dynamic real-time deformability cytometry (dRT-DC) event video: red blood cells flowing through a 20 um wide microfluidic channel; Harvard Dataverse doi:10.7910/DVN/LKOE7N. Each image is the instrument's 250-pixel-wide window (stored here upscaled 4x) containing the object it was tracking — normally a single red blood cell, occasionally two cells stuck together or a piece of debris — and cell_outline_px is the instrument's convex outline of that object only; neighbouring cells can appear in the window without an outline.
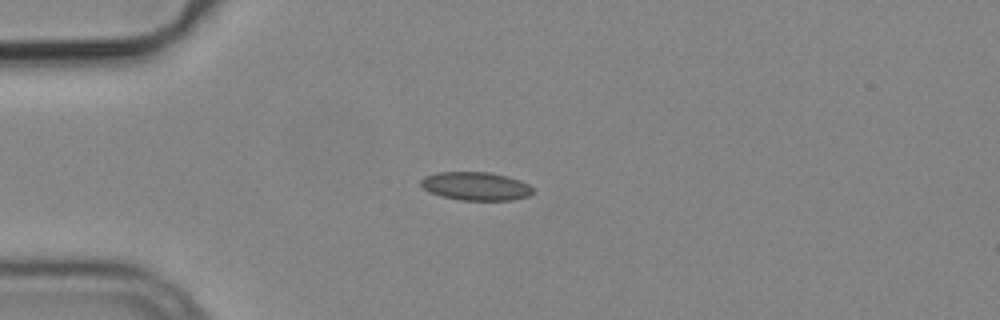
{"species": "common noctule bat (a hibernating species)", "species_latin": "Nyctalus noctula", "temperature_condition": "cold", "stored_images_in_passage": 6, "camera_frame_rate_fps": 3000, "um_per_image_px": 0.085, "animal": {"sex": "male", "body_mass_g": 19.2, "forearm_length_mm": 51.8}, "frame": {"image": 1, "passage_image": 1, "time_ms": 0.0, "image_size_px": [1000, 320], "cell_outline_px": [[532, 192], [528, 196], [512, 200], [460, 200], [440, 196], [428, 192], [420, 184], [420, 180], [424, 176], [436, 172], [488, 172], [508, 176], [520, 180], [528, 184], [532, 188]], "centroid_in_image_um": [40.4, 15.82], "position_along_channel_um": 44.6, "area_um2": 18.61}}
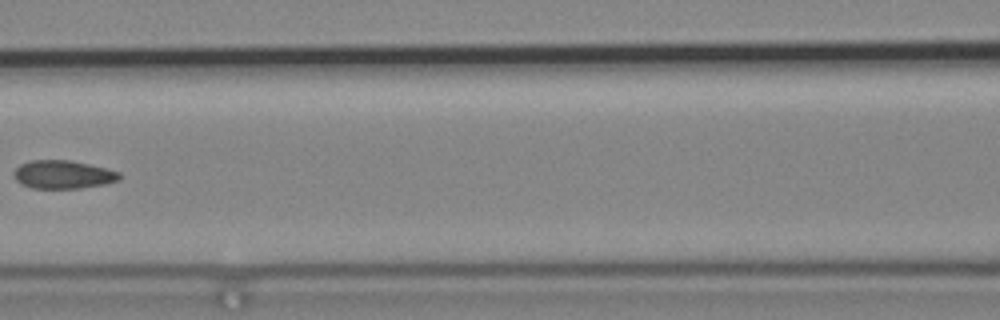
{"frame": {"image": 2, "passage_image": 4, "time_ms": 1.0, "image_size_px": [1000, 320], "cell_outline_px": [[120, 180], [104, 184], [80, 188], [32, 188], [20, 184], [12, 176], [12, 172], [20, 164], [32, 160], [72, 160], [120, 172]], "centroid_in_image_um": [5.32, 14.83], "position_along_channel_um": 161.3, "area_um2": 17.46}}
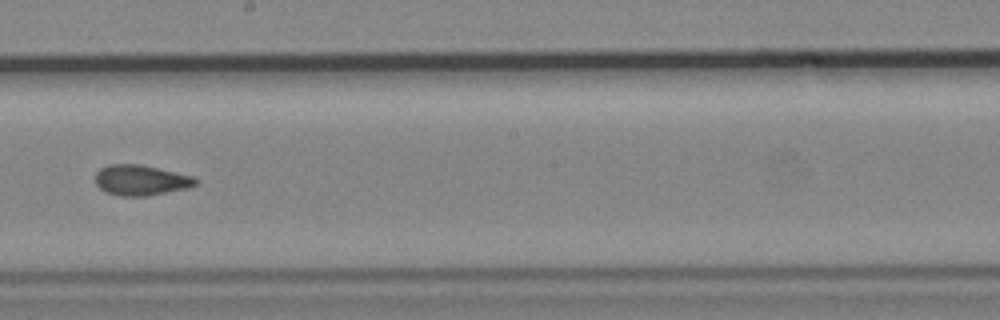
{"frame": {"image": 3, "passage_image": 6, "time_ms": 1.667, "image_size_px": [1000, 320], "cell_outline_px": [[200, 180], [196, 184], [188, 188], [148, 196], [120, 196], [108, 192], [100, 188], [96, 184], [96, 172], [100, 168], [108, 164], [140, 164], [192, 176]], "centroid_in_image_um": [11.98, 15.31], "position_along_channel_um": 236.2, "area_um2": 17.74}}